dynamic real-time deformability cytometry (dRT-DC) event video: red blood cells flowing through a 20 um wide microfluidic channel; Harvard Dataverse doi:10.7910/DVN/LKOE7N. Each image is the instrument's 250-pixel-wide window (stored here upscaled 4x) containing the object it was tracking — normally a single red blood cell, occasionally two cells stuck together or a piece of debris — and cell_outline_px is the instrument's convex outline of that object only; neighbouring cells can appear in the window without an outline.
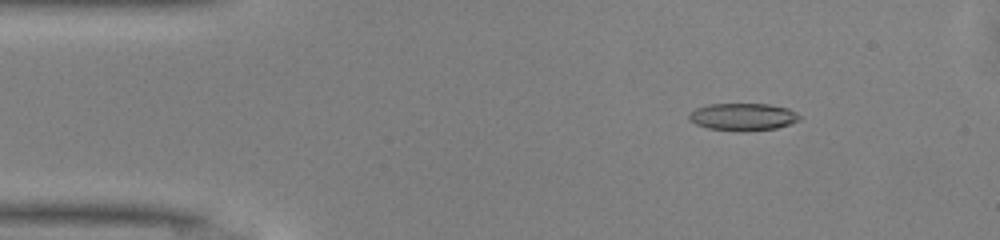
{"species": "common noctule bat (a hibernating species)", "species_latin": "Nyctalus noctula", "temperature_condition": "warm", "stored_images_in_passage": 48, "camera_frame_rate_fps": 3000, "um_per_image_px": 0.085, "animal": {"sex": "male", "body_mass_g": 13.0, "forearm_length_mm": 53.1}, "frame": {"image": 1, "passage_image": 6, "time_ms": 1.667, "image_size_px": [1000, 240], "cell_outline_px": [[800, 120], [776, 128], [740, 132], [708, 128], [696, 124], [688, 120], [688, 112], [696, 108], [708, 104], [768, 104], [788, 108], [796, 112], [800, 116]], "centroid_in_image_um": [63.11, 9.93], "position_along_channel_um": 21.9, "area_um2": 17.74}}
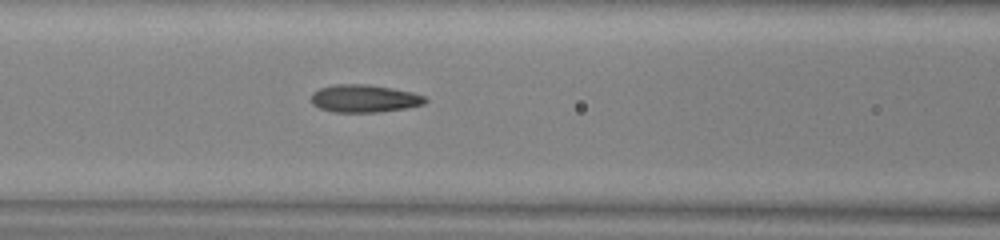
{"frame": {"image": 2, "passage_image": 19, "time_ms": 6.0, "image_size_px": [1000, 240], "cell_outline_px": [[428, 100], [424, 104], [404, 108], [376, 112], [332, 112], [320, 108], [312, 104], [312, 92], [320, 88], [332, 84], [368, 84], [392, 88], [412, 92], [424, 96]], "centroid_in_image_um": [30.94, 8.36], "position_along_channel_um": 135.7, "area_um2": 18.38}}
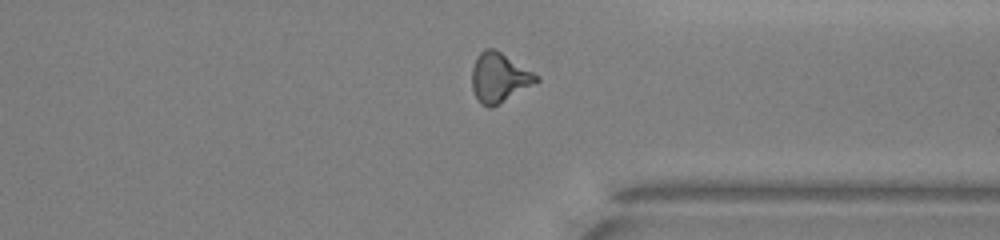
{"frame": {"image": 3, "passage_image": 36, "time_ms": 11.667, "image_size_px": [1000, 240], "cell_outline_px": [[540, 80], [536, 84], [492, 108], [488, 108], [480, 104], [472, 88], [472, 68], [480, 52], [484, 48], [492, 48], [500, 52], [540, 76]], "centroid_in_image_um": [42.45, 6.63], "position_along_channel_um": 368.9, "area_um2": 18.61}, "authors_computed_cell_mechanics": {"area_um2": 17.9758, "velocity_mm_per_s": 4.1784, "shape_relaxation_time_tau1_ms": 8.1893, "shape_relaxation_time_tau2_ms": 1.8006, "deformation_change_tau1": 0.2415, "deformation_change_tau2": 0.0935}}